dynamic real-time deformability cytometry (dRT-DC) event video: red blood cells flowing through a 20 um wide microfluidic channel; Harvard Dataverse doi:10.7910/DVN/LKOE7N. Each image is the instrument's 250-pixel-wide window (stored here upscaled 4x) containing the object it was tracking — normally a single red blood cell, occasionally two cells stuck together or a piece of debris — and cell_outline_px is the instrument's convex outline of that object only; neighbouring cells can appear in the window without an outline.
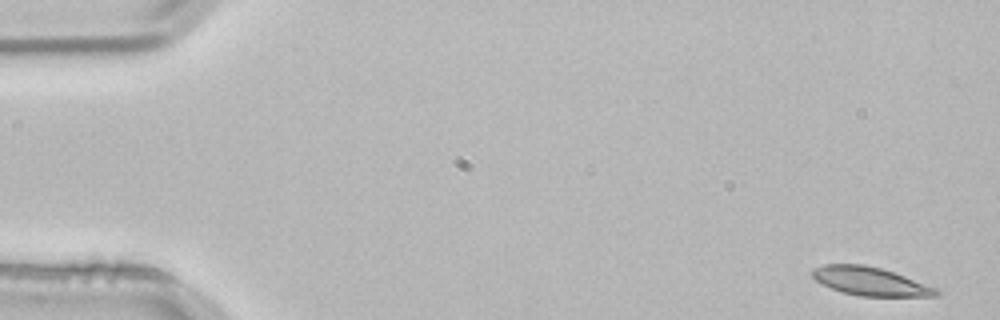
{"species": "common noctule bat (a hibernating species)", "species_latin": "Nyctalus noctula", "temperature_condition": "room temperature", "stored_images_in_passage": 4, "camera_frame_rate_fps": 3000, "um_per_image_px": 0.085, "animal": {"sex": "male", "body_mass_g": 21.5, "forearm_length_mm": 52.0}, "frame": {"image": 1, "passage_image": 1, "time_ms": 0.0, "image_size_px": [1000, 320], "cell_outline_px": [[940, 292], [936, 296], [860, 296], [844, 292], [832, 288], [816, 280], [812, 276], [812, 268], [824, 264], [864, 264], [880, 268], [904, 276], [936, 288]], "centroid_in_image_um": [73.94, 23.9], "position_along_channel_um": 11.1, "area_um2": 20.17}}
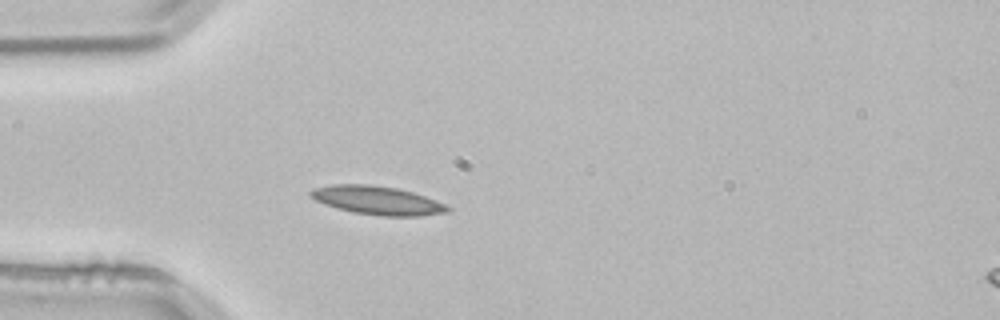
{"frame": {"image": 2, "passage_image": 4, "time_ms": 1.0, "image_size_px": [1000, 320], "cell_outline_px": [[452, 208], [448, 212], [420, 216], [380, 216], [352, 212], [336, 208], [324, 204], [316, 200], [308, 192], [312, 188], [332, 184], [368, 184], [396, 188], [412, 192], [436, 200]], "centroid_in_image_um": [32.06, 17.03], "position_along_channel_um": 52.9, "area_um2": 22.83}}